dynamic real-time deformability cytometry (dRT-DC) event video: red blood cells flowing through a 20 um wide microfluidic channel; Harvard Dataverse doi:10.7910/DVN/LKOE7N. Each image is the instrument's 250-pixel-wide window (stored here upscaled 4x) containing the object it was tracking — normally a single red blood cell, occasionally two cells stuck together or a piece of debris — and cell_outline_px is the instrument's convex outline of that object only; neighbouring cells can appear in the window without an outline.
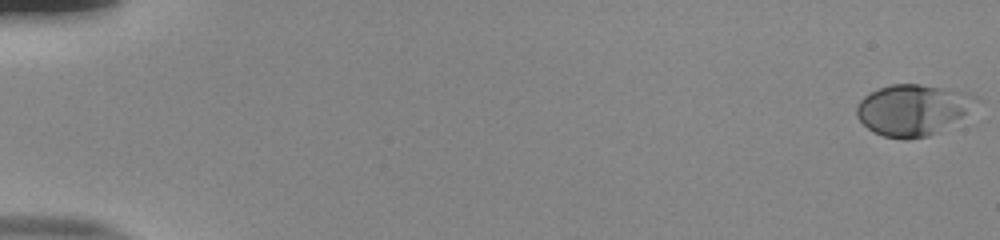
{"species": "human", "species_latin": "Homo sapiens", "temperature_condition": "room temperature", "stored_images_in_passage": 55, "camera_frame_rate_fps": 3000, "um_per_image_px": 0.085, "donor": {"sex": "male"}, "frame": {"image": 1, "passage_image": 1, "time_ms": 0.0, "image_size_px": [1000, 240], "cell_outline_px": [[964, 112], [960, 116], [940, 132], [928, 136], [908, 140], [904, 140], [884, 136], [872, 132], [856, 116], [856, 108], [860, 100], [864, 96], [880, 88], [892, 84], [920, 84], [940, 88], [948, 92], [964, 108]], "centroid_in_image_um": [77.2, 9.43], "position_along_channel_um": 7.8, "area_um2": 32.6}}
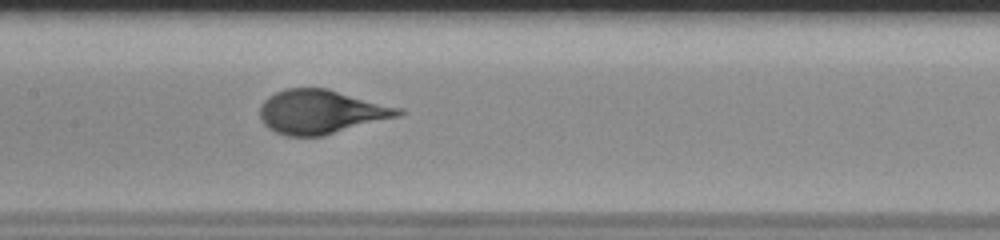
{"frame": {"image": 2, "passage_image": 29, "time_ms": 9.333, "image_size_px": [1000, 240], "cell_outline_px": [[404, 112], [400, 116], [324, 136], [288, 136], [276, 132], [268, 128], [264, 124], [260, 116], [260, 104], [264, 100], [276, 92], [288, 88], [328, 88], [400, 108]], "centroid_in_image_um": [27.29, 9.51], "position_along_channel_um": 180.1, "area_um2": 35.43}}
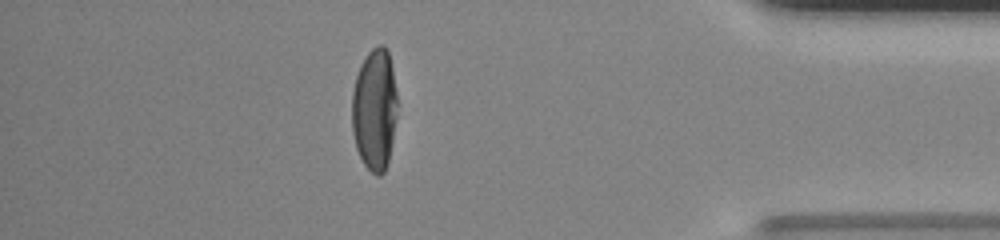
{"frame": {"image": 3, "passage_image": 49, "time_ms": 16.0, "image_size_px": [1000, 240], "cell_outline_px": [[396, 116], [392, 140], [388, 160], [384, 172], [380, 176], [376, 176], [364, 164], [356, 148], [352, 132], [352, 92], [356, 76], [360, 64], [368, 52], [376, 44], [384, 44], [388, 52], [392, 68], [396, 92]], "centroid_in_image_um": [31.82, 9.28], "position_along_channel_um": 403.4, "area_um2": 32.19}}